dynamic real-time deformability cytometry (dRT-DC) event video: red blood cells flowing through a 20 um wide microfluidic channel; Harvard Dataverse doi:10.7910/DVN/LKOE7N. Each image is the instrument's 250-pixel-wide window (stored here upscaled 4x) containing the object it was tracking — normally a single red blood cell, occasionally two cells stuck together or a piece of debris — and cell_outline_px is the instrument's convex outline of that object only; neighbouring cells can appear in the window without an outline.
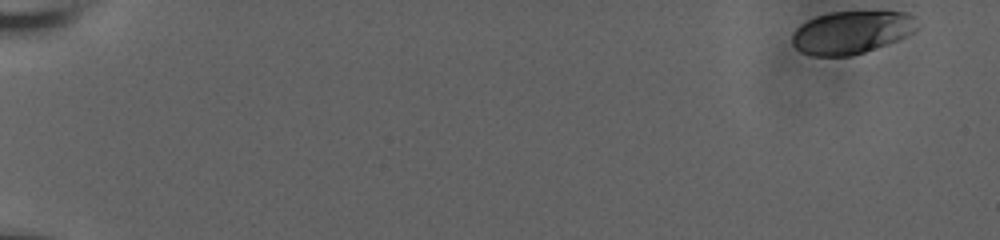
{"species": "human", "species_latin": "Homo sapiens", "temperature_condition": "room temperature", "stored_images_in_passage": 57, "camera_frame_rate_fps": 3000, "um_per_image_px": 0.085, "donor": {"sex": "male"}, "frame": {"image": 1, "passage_image": 1, "time_ms": 0.0, "image_size_px": [1000, 240], "cell_outline_px": [[920, 28], [896, 40], [864, 52], [852, 56], [812, 56], [800, 52], [792, 44], [792, 36], [796, 28], [800, 24], [816, 16], [832, 12], [904, 12], [912, 16]], "centroid_in_image_um": [72.33, 2.76], "position_along_channel_um": 12.7, "area_um2": 30.92}}
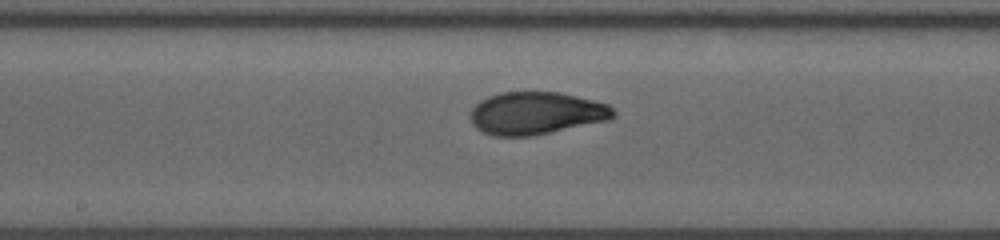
{"frame": {"image": 2, "passage_image": 32, "time_ms": 10.333, "image_size_px": [1000, 240], "cell_outline_px": [[616, 116], [608, 120], [532, 136], [492, 136], [476, 128], [472, 124], [472, 108], [480, 100], [488, 96], [500, 92], [560, 92], [608, 104], [616, 112]], "centroid_in_image_um": [45.57, 9.62], "position_along_channel_um": 202.6, "area_um2": 35.37}}
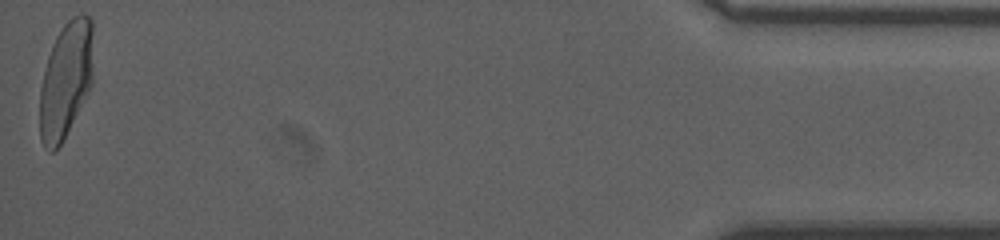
{"frame": {"image": 3, "passage_image": 57, "time_ms": 18.667, "image_size_px": [1000, 240], "cell_outline_px": [[92, 84], [60, 144], [52, 152], [48, 152], [44, 148], [40, 140], [40, 88], [48, 56], [52, 44], [56, 36], [64, 24], [72, 16], [80, 12], [88, 16], [92, 20]], "centroid_in_image_um": [5.58, 6.76], "position_along_channel_um": 429.6, "area_um2": 36.01}, "authors_computed_cell_mechanics": {"area_um2": 34.391, "velocity_mm_per_s": 3.7054, "shape_relaxation_time_tau1_ms": 3.5343, "shape_relaxation_time_tau2_ms": null, "deformation_change_tau1": 0.152, "deformation_change_tau2": null}}